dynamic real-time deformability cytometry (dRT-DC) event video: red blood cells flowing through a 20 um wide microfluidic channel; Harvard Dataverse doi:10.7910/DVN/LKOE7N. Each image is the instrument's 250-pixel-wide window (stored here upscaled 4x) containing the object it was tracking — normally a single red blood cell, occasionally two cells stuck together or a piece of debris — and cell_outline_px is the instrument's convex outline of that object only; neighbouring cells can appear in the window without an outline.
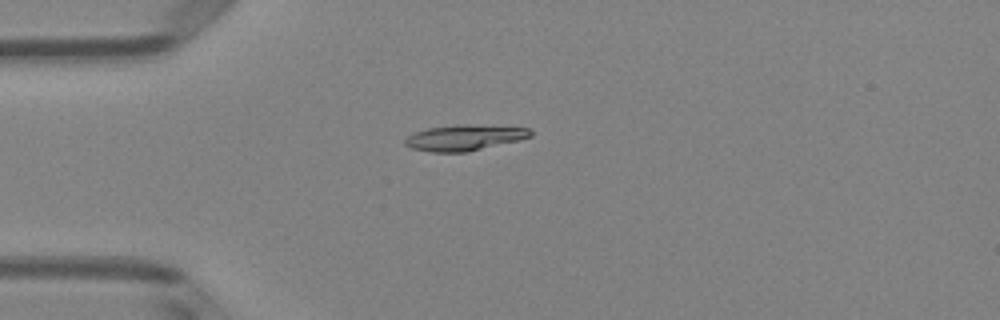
{"species": "Egyptian fruit bat (a non-hibernating species)", "species_latin": "Rousettus aegyptiacus", "temperature_condition": "room temperature", "stored_images_in_passage": 38, "camera_frame_rate_fps": 3000, "um_per_image_px": 0.085, "animal": {"sex": "female"}, "frame": {"image": 1, "passage_image": 1, "time_ms": 0.0, "image_size_px": [1000, 320], "cell_outline_px": [[532, 136], [520, 140], [468, 152], [432, 152], [412, 148], [404, 144], [404, 140], [408, 136], [416, 132], [428, 128], [456, 124], [464, 124], [528, 128], [532, 132]], "centroid_in_image_um": [39.48, 11.7], "position_along_channel_um": 45.5, "area_um2": 18.79}}
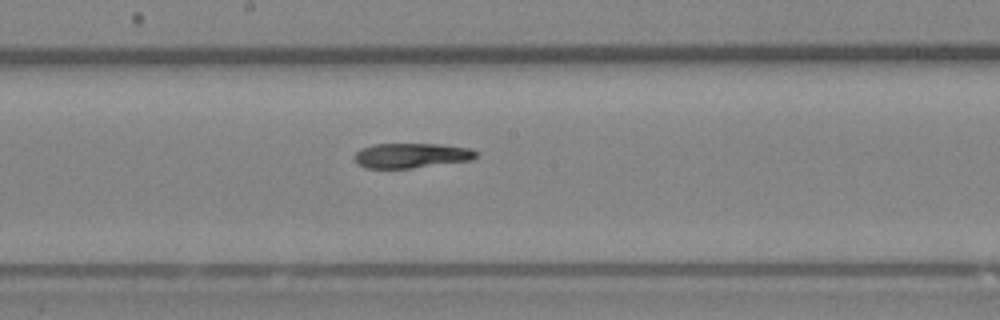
{"frame": {"image": 2, "passage_image": 15, "time_ms": 4.667, "image_size_px": [1000, 320], "cell_outline_px": [[480, 152], [472, 160], [412, 168], [368, 168], [360, 164], [352, 156], [360, 148], [372, 144], [440, 144], [472, 148]], "centroid_in_image_um": [35.0, 13.2], "position_along_channel_um": 213.2, "area_um2": 17.74}}
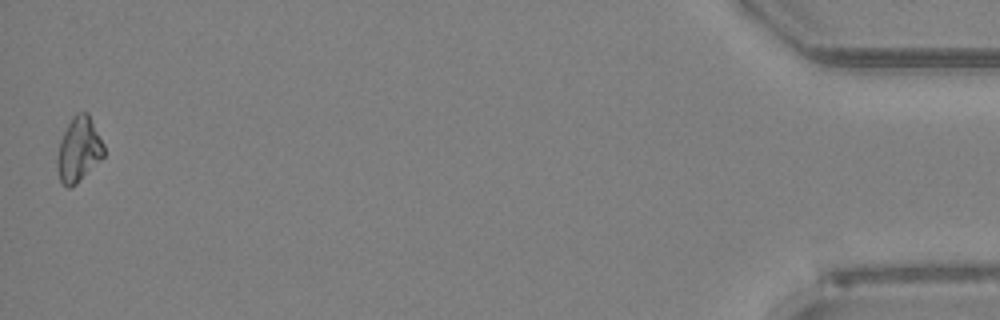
{"frame": {"image": 3, "passage_image": 38, "time_ms": 12.333, "image_size_px": [1000, 320], "cell_outline_px": [[104, 156], [76, 184], [68, 188], [60, 180], [56, 168], [56, 160], [60, 140], [72, 116], [76, 112], [88, 112], [104, 144]], "centroid_in_image_um": [6.68, 12.7], "position_along_channel_um": 428.5, "area_um2": 17.57}, "authors_computed_cell_mechanics": {"area_um2": 18.207, "velocity_mm_per_s": 3.9965, "shape_relaxation_time_tau1_ms": null, "shape_relaxation_time_tau2_ms": 4.9061, "deformation_change_tau1": null, "deformation_change_tau2": 0.1043}}